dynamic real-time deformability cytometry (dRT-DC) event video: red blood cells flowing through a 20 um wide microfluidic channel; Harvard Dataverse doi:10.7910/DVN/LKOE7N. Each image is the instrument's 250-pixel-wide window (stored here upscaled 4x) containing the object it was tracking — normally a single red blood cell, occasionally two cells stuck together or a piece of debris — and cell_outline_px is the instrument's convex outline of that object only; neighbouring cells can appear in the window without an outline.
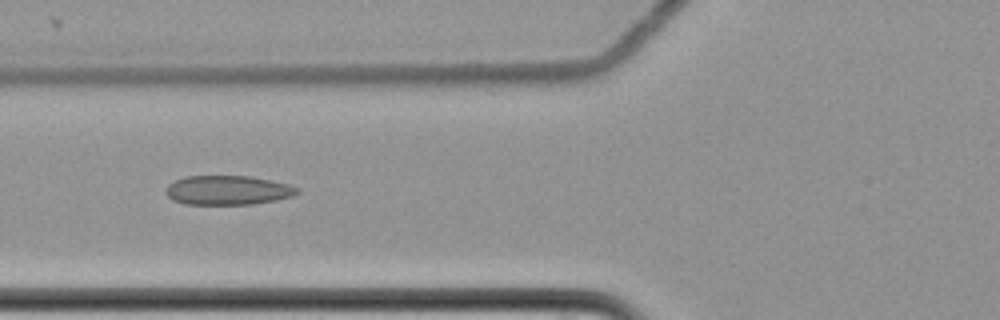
{"species": "common noctule bat (a hibernating species)", "species_latin": "Nyctalus noctula", "temperature_condition": "cold", "stored_images_in_passage": 10, "camera_frame_rate_fps": 3000, "um_per_image_px": 0.085, "animal": {"sex": "female", "body_mass_g": 22.7, "forearm_length_mm": 54.2}, "frame": {"image": 1, "passage_image": 5, "time_ms": 1.333, "image_size_px": [1000, 320], "cell_outline_px": [[300, 192], [292, 196], [276, 200], [252, 204], [184, 204], [172, 200], [164, 192], [164, 188], [168, 184], [184, 176], [252, 176], [288, 184], [300, 188]], "centroid_in_image_um": [19.34, 16.16], "position_along_channel_um": 106.5, "area_um2": 22.6}}
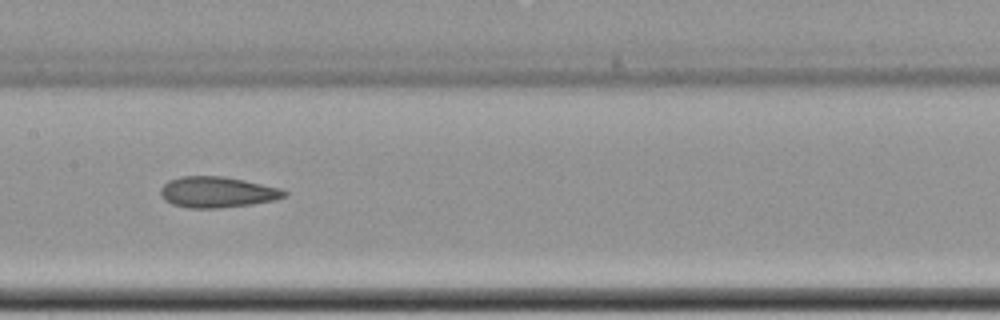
{"frame": {"image": 2, "passage_image": 7, "time_ms": 2.0, "image_size_px": [1000, 320], "cell_outline_px": [[288, 196], [276, 200], [252, 204], [220, 208], [188, 208], [172, 204], [164, 200], [160, 196], [160, 188], [168, 180], [180, 176], [224, 176], [244, 180], [280, 188], [288, 192]], "centroid_in_image_um": [18.46, 16.33], "position_along_channel_um": 188.9, "area_um2": 22.54}}
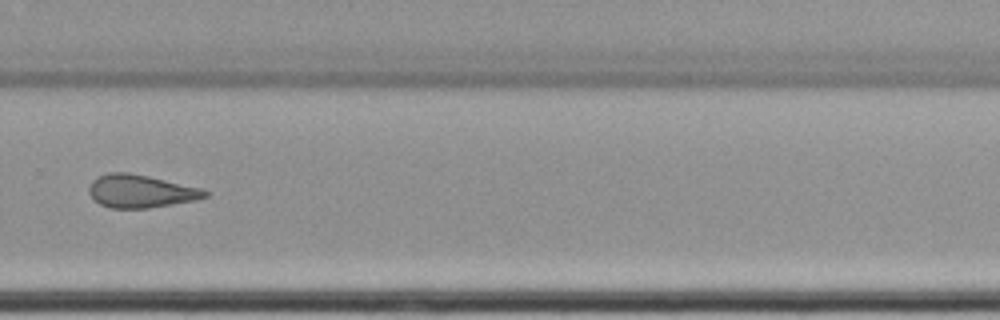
{"frame": {"image": 3, "passage_image": 10, "time_ms": 3.0, "image_size_px": [1000, 320], "cell_outline_px": [[208, 196], [196, 200], [148, 208], [108, 208], [100, 204], [88, 192], [88, 188], [92, 180], [96, 176], [108, 172], [128, 172], [148, 176], [204, 188], [208, 192]], "centroid_in_image_um": [11.96, 16.24], "position_along_channel_um": 317.8, "area_um2": 22.43}}